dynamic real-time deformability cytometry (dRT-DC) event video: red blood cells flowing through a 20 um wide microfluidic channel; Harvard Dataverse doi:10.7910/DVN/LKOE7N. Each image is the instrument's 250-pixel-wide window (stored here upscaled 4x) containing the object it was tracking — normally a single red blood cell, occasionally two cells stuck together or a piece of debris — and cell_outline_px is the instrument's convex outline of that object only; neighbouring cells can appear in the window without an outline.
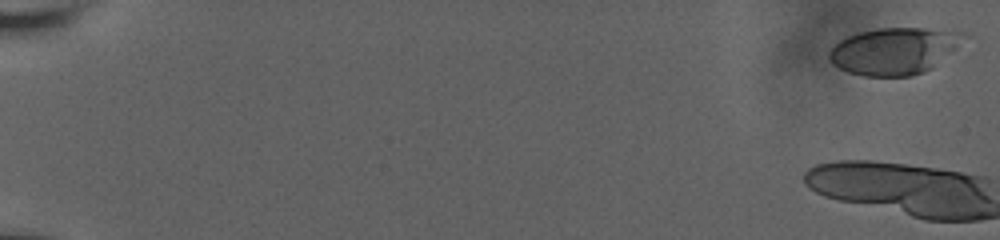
{"species": "human", "species_latin": "Homo sapiens", "temperature_condition": "room temperature", "stored_images_in_passage": 4, "camera_frame_rate_fps": 3000, "um_per_image_px": 0.085, "donor": {"sex": "male"}, "frame": {"image": 1, "passage_image": 1, "time_ms": 0.0, "image_size_px": [1000, 240], "cell_outline_px": [[968, 36], [956, 48], [932, 68], [924, 72], [912, 76], [864, 76], [848, 72], [832, 64], [828, 56], [828, 52], [840, 40], [848, 36], [860, 32], [876, 28], [924, 28], [964, 32]], "centroid_in_image_um": [76.01, 4.33], "position_along_channel_um": 9.0, "area_um2": 36.7}}